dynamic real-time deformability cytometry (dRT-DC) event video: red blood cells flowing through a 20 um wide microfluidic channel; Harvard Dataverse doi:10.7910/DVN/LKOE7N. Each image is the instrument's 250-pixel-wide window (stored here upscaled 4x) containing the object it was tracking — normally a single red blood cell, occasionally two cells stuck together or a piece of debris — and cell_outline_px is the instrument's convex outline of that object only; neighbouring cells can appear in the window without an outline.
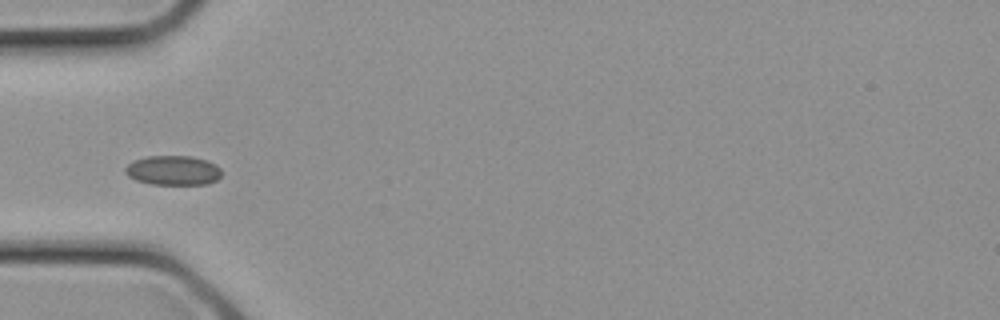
{"species": "common noctule bat (a hibernating species)", "species_latin": "Nyctalus noctula", "temperature_condition": "cold", "stored_images_in_passage": 28, "camera_frame_rate_fps": 3000, "um_per_image_px": 0.085, "animal": {"sex": "female", "body_mass_g": 21.9}, "frame": {"image": 1, "passage_image": 9, "time_ms": 2.667, "image_size_px": [1000, 320], "cell_outline_px": [[220, 176], [216, 180], [208, 184], [152, 184], [136, 180], [128, 176], [124, 172], [124, 168], [132, 160], [148, 156], [192, 156], [208, 160], [216, 164], [220, 168]], "centroid_in_image_um": [14.7, 14.47], "position_along_channel_um": 70.3, "area_um2": 16.7}}
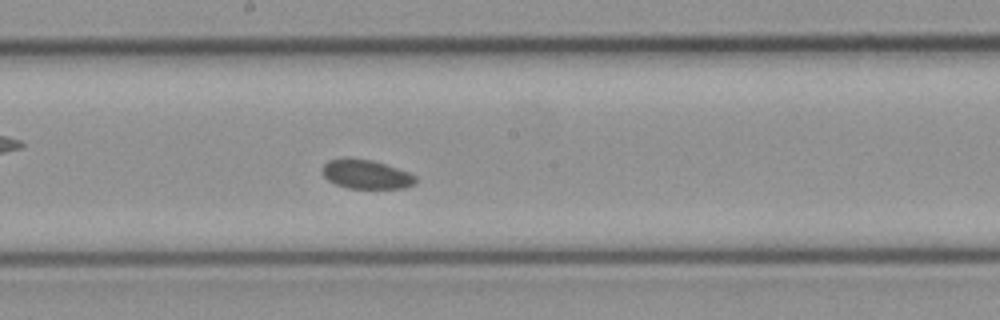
{"frame": {"image": 2, "passage_image": 15, "time_ms": 4.667, "image_size_px": [1000, 320], "cell_outline_px": [[416, 184], [404, 188], [348, 188], [336, 184], [328, 180], [320, 172], [320, 168], [328, 160], [344, 156], [348, 156], [372, 160], [408, 172], [416, 176]], "centroid_in_image_um": [31.06, 14.79], "position_along_channel_um": 217.1, "area_um2": 16.13}}
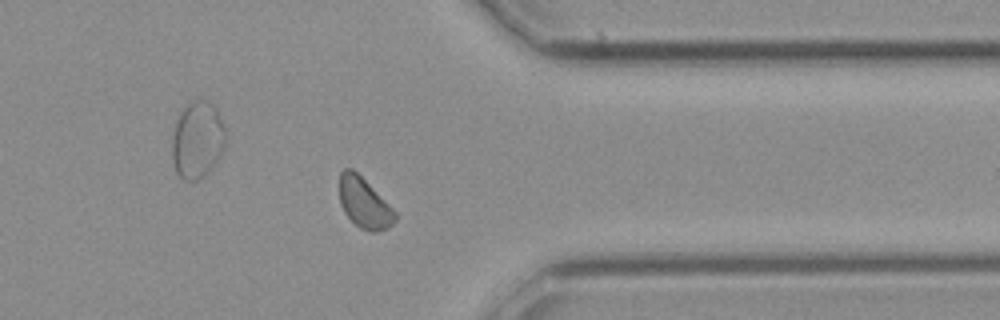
{"frame": {"image": 3, "passage_image": 22, "time_ms": 7.0, "image_size_px": [1000, 320], "cell_outline_px": [[396, 220], [388, 228], [376, 232], [372, 232], [360, 228], [344, 212], [340, 204], [340, 172], [344, 168], [352, 168], [396, 212]], "centroid_in_image_um": [30.95, 17.27], "position_along_channel_um": 380.5, "area_um2": 15.95}}